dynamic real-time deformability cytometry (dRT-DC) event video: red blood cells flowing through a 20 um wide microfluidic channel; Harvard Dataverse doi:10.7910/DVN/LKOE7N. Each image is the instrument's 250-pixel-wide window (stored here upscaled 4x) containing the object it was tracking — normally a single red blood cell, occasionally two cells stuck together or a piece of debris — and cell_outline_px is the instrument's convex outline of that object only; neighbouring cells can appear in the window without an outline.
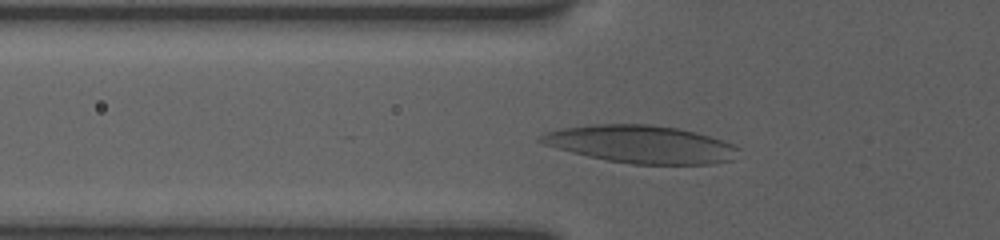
{"species": "human", "species_latin": "Homo sapiens", "temperature_condition": "room temperature", "stored_images_in_passage": 38, "camera_frame_rate_fps": 3000, "um_per_image_px": 0.085, "donor": {"sex": "female"}, "frame": {"image": 1, "passage_image": 3, "time_ms": 0.667, "image_size_px": [1000, 240], "cell_outline_px": [[740, 148], [732, 160], [712, 164], [632, 164], [608, 160], [588, 156], [572, 152], [544, 144], [536, 140], [536, 136], [544, 132], [564, 128], [600, 124], [648, 124], [676, 128], [696, 132], [732, 144]], "centroid_in_image_um": [54.45, 12.26], "position_along_channel_um": 71.3, "area_um2": 43.06}}
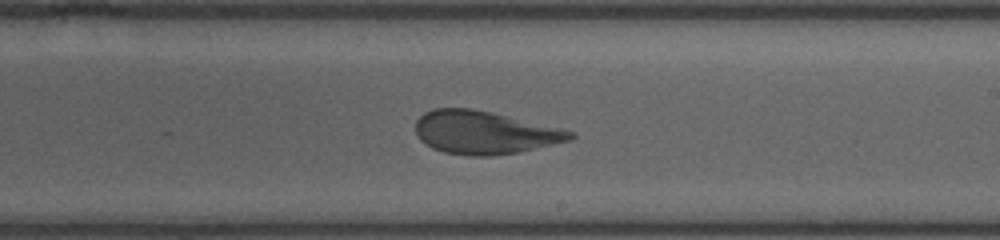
{"frame": {"image": 2, "passage_image": 17, "time_ms": 5.333, "image_size_px": [1000, 240], "cell_outline_px": [[576, 136], [568, 140], [552, 144], [516, 152], [492, 156], [472, 156], [444, 152], [432, 148], [420, 140], [416, 132], [416, 120], [424, 112], [432, 108], [468, 108], [492, 112], [560, 128], [576, 132]], "centroid_in_image_um": [41.14, 11.25], "position_along_channel_um": 247.9, "area_um2": 38.49}}
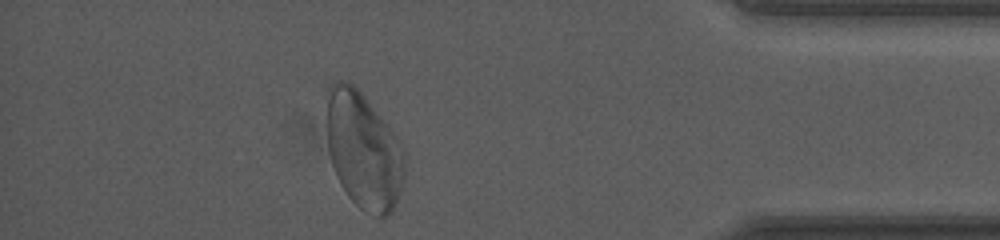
{"frame": {"image": 3, "passage_image": 32, "time_ms": 10.333, "image_size_px": [1000, 240], "cell_outline_px": [[404, 176], [400, 192], [388, 216], [380, 220], [364, 212], [348, 196], [340, 184], [332, 164], [328, 148], [324, 96], [328, 88], [336, 80], [344, 80], [352, 84], [364, 96], [396, 136], [404, 148]], "centroid_in_image_um": [30.86, 12.79], "position_along_channel_um": 404.3, "area_um2": 53.52}, "authors_computed_cell_mechanics": {"area_um2": 41.3559, "velocity_mm_per_s": 3.7875, "shape_relaxation_time_tau1_ms": 6.564, "shape_relaxation_time_tau2_ms": null, "deformation_change_tau1": 0.2111, "deformation_change_tau2": null}}